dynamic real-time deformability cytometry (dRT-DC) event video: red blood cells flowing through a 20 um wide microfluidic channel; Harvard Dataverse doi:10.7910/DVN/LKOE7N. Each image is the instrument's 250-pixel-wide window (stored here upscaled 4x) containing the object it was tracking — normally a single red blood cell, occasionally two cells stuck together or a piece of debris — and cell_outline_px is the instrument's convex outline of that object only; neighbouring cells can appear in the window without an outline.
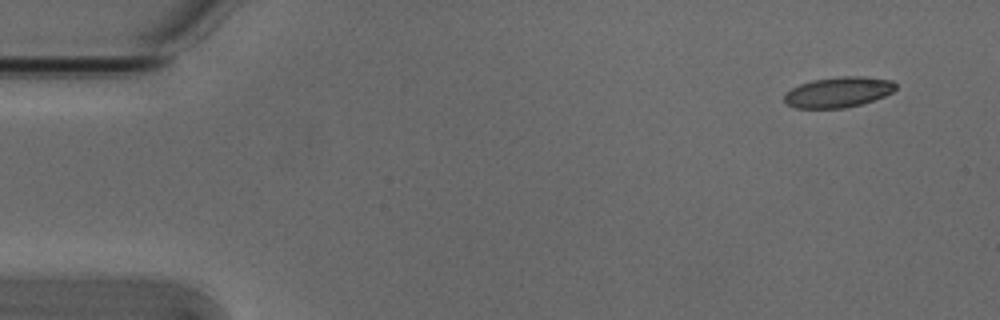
{"species": "Egyptian fruit bat (a non-hibernating species)", "species_latin": "Rousettus aegyptiacus", "temperature_condition": "cold", "stored_images_in_passage": 4, "camera_frame_rate_fps": 3000, "um_per_image_px": 0.085, "animal": {"sex": "male"}, "frame": {"image": 1, "passage_image": 1, "time_ms": 0.0, "image_size_px": [1000, 320], "cell_outline_px": [[896, 88], [892, 92], [884, 96], [860, 104], [844, 108], [796, 108], [788, 104], [784, 100], [784, 92], [800, 84], [812, 80], [840, 76], [860, 76], [892, 80], [896, 84]], "centroid_in_image_um": [71.24, 7.82], "position_along_channel_um": 13.8, "area_um2": 19.71}}
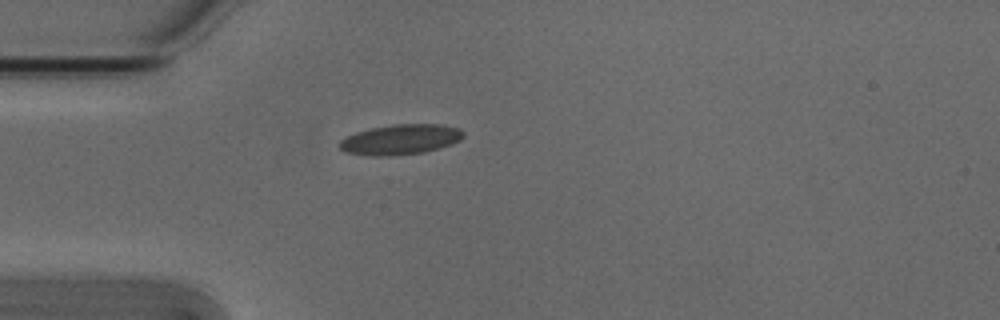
{"frame": {"image": 2, "passage_image": 4, "time_ms": 1.0, "image_size_px": [1000, 320], "cell_outline_px": [[464, 136], [460, 140], [452, 144], [424, 152], [388, 156], [372, 156], [344, 152], [336, 144], [340, 140], [356, 132], [372, 128], [392, 124], [440, 124], [460, 128], [464, 132]], "centroid_in_image_um": [34.03, 11.85], "position_along_channel_um": 51.0, "area_um2": 21.91}}